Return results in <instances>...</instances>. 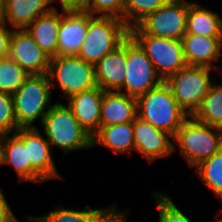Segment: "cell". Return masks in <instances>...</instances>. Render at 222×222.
Segmentation results:
<instances>
[{
    "label": "cell",
    "instance_id": "1",
    "mask_svg": "<svg viewBox=\"0 0 222 222\" xmlns=\"http://www.w3.org/2000/svg\"><path fill=\"white\" fill-rule=\"evenodd\" d=\"M137 110L139 118L173 137L189 117L178 105L164 81L137 98Z\"/></svg>",
    "mask_w": 222,
    "mask_h": 222
},
{
    "label": "cell",
    "instance_id": "2",
    "mask_svg": "<svg viewBox=\"0 0 222 222\" xmlns=\"http://www.w3.org/2000/svg\"><path fill=\"white\" fill-rule=\"evenodd\" d=\"M41 125L50 145L57 146L65 155L69 151L92 149V137L63 103H53Z\"/></svg>",
    "mask_w": 222,
    "mask_h": 222
},
{
    "label": "cell",
    "instance_id": "3",
    "mask_svg": "<svg viewBox=\"0 0 222 222\" xmlns=\"http://www.w3.org/2000/svg\"><path fill=\"white\" fill-rule=\"evenodd\" d=\"M173 141L174 151L179 146L180 154L188 165L196 167L222 148V129L189 116L177 130Z\"/></svg>",
    "mask_w": 222,
    "mask_h": 222
},
{
    "label": "cell",
    "instance_id": "4",
    "mask_svg": "<svg viewBox=\"0 0 222 222\" xmlns=\"http://www.w3.org/2000/svg\"><path fill=\"white\" fill-rule=\"evenodd\" d=\"M129 36L125 22L111 16H93L88 22L85 40L78 57L96 65L104 56L114 51Z\"/></svg>",
    "mask_w": 222,
    "mask_h": 222
},
{
    "label": "cell",
    "instance_id": "5",
    "mask_svg": "<svg viewBox=\"0 0 222 222\" xmlns=\"http://www.w3.org/2000/svg\"><path fill=\"white\" fill-rule=\"evenodd\" d=\"M52 89L47 74L30 75L12 94L14 114L19 128H32L36 119L43 117L53 105ZM48 107V108H47Z\"/></svg>",
    "mask_w": 222,
    "mask_h": 222
},
{
    "label": "cell",
    "instance_id": "6",
    "mask_svg": "<svg viewBox=\"0 0 222 222\" xmlns=\"http://www.w3.org/2000/svg\"><path fill=\"white\" fill-rule=\"evenodd\" d=\"M47 75L51 89L59 85L65 99L73 94L97 87L95 65L85 62L78 56L50 58Z\"/></svg>",
    "mask_w": 222,
    "mask_h": 222
},
{
    "label": "cell",
    "instance_id": "7",
    "mask_svg": "<svg viewBox=\"0 0 222 222\" xmlns=\"http://www.w3.org/2000/svg\"><path fill=\"white\" fill-rule=\"evenodd\" d=\"M215 70L209 67L186 65L164 81L171 89L178 105L188 116L194 114L208 94L211 84L216 82L215 78L212 81L210 77V72Z\"/></svg>",
    "mask_w": 222,
    "mask_h": 222
},
{
    "label": "cell",
    "instance_id": "8",
    "mask_svg": "<svg viewBox=\"0 0 222 222\" xmlns=\"http://www.w3.org/2000/svg\"><path fill=\"white\" fill-rule=\"evenodd\" d=\"M188 7V0H168L136 26L129 28V34H148L181 40L186 33Z\"/></svg>",
    "mask_w": 222,
    "mask_h": 222
},
{
    "label": "cell",
    "instance_id": "9",
    "mask_svg": "<svg viewBox=\"0 0 222 222\" xmlns=\"http://www.w3.org/2000/svg\"><path fill=\"white\" fill-rule=\"evenodd\" d=\"M126 65L120 93L138 98L163 82L146 53L130 36L126 38Z\"/></svg>",
    "mask_w": 222,
    "mask_h": 222
},
{
    "label": "cell",
    "instance_id": "10",
    "mask_svg": "<svg viewBox=\"0 0 222 222\" xmlns=\"http://www.w3.org/2000/svg\"><path fill=\"white\" fill-rule=\"evenodd\" d=\"M129 36L146 53L163 81L187 65L181 40L148 34H129Z\"/></svg>",
    "mask_w": 222,
    "mask_h": 222
},
{
    "label": "cell",
    "instance_id": "11",
    "mask_svg": "<svg viewBox=\"0 0 222 222\" xmlns=\"http://www.w3.org/2000/svg\"><path fill=\"white\" fill-rule=\"evenodd\" d=\"M14 134L27 146L31 182L41 184L46 180L62 177L51 155V145L38 128H19Z\"/></svg>",
    "mask_w": 222,
    "mask_h": 222
},
{
    "label": "cell",
    "instance_id": "12",
    "mask_svg": "<svg viewBox=\"0 0 222 222\" xmlns=\"http://www.w3.org/2000/svg\"><path fill=\"white\" fill-rule=\"evenodd\" d=\"M29 75L47 74L50 57L36 44L26 29H13L9 55Z\"/></svg>",
    "mask_w": 222,
    "mask_h": 222
},
{
    "label": "cell",
    "instance_id": "13",
    "mask_svg": "<svg viewBox=\"0 0 222 222\" xmlns=\"http://www.w3.org/2000/svg\"><path fill=\"white\" fill-rule=\"evenodd\" d=\"M134 150L138 151L149 162L157 158L170 156L174 152L173 136L155 128L138 116L133 121Z\"/></svg>",
    "mask_w": 222,
    "mask_h": 222
},
{
    "label": "cell",
    "instance_id": "14",
    "mask_svg": "<svg viewBox=\"0 0 222 222\" xmlns=\"http://www.w3.org/2000/svg\"><path fill=\"white\" fill-rule=\"evenodd\" d=\"M93 17L87 11H64L60 13L57 56H77Z\"/></svg>",
    "mask_w": 222,
    "mask_h": 222
},
{
    "label": "cell",
    "instance_id": "15",
    "mask_svg": "<svg viewBox=\"0 0 222 222\" xmlns=\"http://www.w3.org/2000/svg\"><path fill=\"white\" fill-rule=\"evenodd\" d=\"M117 205L104 209H91V206H84L83 210L66 209L57 207L44 216H27L26 219L34 222H126V209L119 211Z\"/></svg>",
    "mask_w": 222,
    "mask_h": 222
},
{
    "label": "cell",
    "instance_id": "16",
    "mask_svg": "<svg viewBox=\"0 0 222 222\" xmlns=\"http://www.w3.org/2000/svg\"><path fill=\"white\" fill-rule=\"evenodd\" d=\"M104 92L97 86L93 89L73 94L66 99L67 106L91 137L101 126V106Z\"/></svg>",
    "mask_w": 222,
    "mask_h": 222
},
{
    "label": "cell",
    "instance_id": "17",
    "mask_svg": "<svg viewBox=\"0 0 222 222\" xmlns=\"http://www.w3.org/2000/svg\"><path fill=\"white\" fill-rule=\"evenodd\" d=\"M183 54L187 65L209 67L219 71L213 61L220 60L222 37L184 34L182 39Z\"/></svg>",
    "mask_w": 222,
    "mask_h": 222
},
{
    "label": "cell",
    "instance_id": "18",
    "mask_svg": "<svg viewBox=\"0 0 222 222\" xmlns=\"http://www.w3.org/2000/svg\"><path fill=\"white\" fill-rule=\"evenodd\" d=\"M126 39L95 65L96 84L104 91L117 92L126 75Z\"/></svg>",
    "mask_w": 222,
    "mask_h": 222
},
{
    "label": "cell",
    "instance_id": "19",
    "mask_svg": "<svg viewBox=\"0 0 222 222\" xmlns=\"http://www.w3.org/2000/svg\"><path fill=\"white\" fill-rule=\"evenodd\" d=\"M50 3L51 0H5L1 18L12 30L25 29L53 9Z\"/></svg>",
    "mask_w": 222,
    "mask_h": 222
},
{
    "label": "cell",
    "instance_id": "20",
    "mask_svg": "<svg viewBox=\"0 0 222 222\" xmlns=\"http://www.w3.org/2000/svg\"><path fill=\"white\" fill-rule=\"evenodd\" d=\"M138 114L137 98L105 91L101 106V126L133 122Z\"/></svg>",
    "mask_w": 222,
    "mask_h": 222
},
{
    "label": "cell",
    "instance_id": "21",
    "mask_svg": "<svg viewBox=\"0 0 222 222\" xmlns=\"http://www.w3.org/2000/svg\"><path fill=\"white\" fill-rule=\"evenodd\" d=\"M60 12L53 7L48 13L37 17L27 28L36 44L50 58L57 56Z\"/></svg>",
    "mask_w": 222,
    "mask_h": 222
},
{
    "label": "cell",
    "instance_id": "22",
    "mask_svg": "<svg viewBox=\"0 0 222 222\" xmlns=\"http://www.w3.org/2000/svg\"><path fill=\"white\" fill-rule=\"evenodd\" d=\"M104 146L111 151L126 154L134 150L133 122L100 126L92 136V149Z\"/></svg>",
    "mask_w": 222,
    "mask_h": 222
},
{
    "label": "cell",
    "instance_id": "23",
    "mask_svg": "<svg viewBox=\"0 0 222 222\" xmlns=\"http://www.w3.org/2000/svg\"><path fill=\"white\" fill-rule=\"evenodd\" d=\"M1 135L0 164H9L18 175L19 182H31V163L28 160L27 146L12 133Z\"/></svg>",
    "mask_w": 222,
    "mask_h": 222
},
{
    "label": "cell",
    "instance_id": "24",
    "mask_svg": "<svg viewBox=\"0 0 222 222\" xmlns=\"http://www.w3.org/2000/svg\"><path fill=\"white\" fill-rule=\"evenodd\" d=\"M185 34L222 37V19L198 2L189 1Z\"/></svg>",
    "mask_w": 222,
    "mask_h": 222
},
{
    "label": "cell",
    "instance_id": "25",
    "mask_svg": "<svg viewBox=\"0 0 222 222\" xmlns=\"http://www.w3.org/2000/svg\"><path fill=\"white\" fill-rule=\"evenodd\" d=\"M192 117L210 126L222 129V85L212 83L208 94L203 98Z\"/></svg>",
    "mask_w": 222,
    "mask_h": 222
},
{
    "label": "cell",
    "instance_id": "26",
    "mask_svg": "<svg viewBox=\"0 0 222 222\" xmlns=\"http://www.w3.org/2000/svg\"><path fill=\"white\" fill-rule=\"evenodd\" d=\"M196 173L222 200V148L210 158L203 160L196 166Z\"/></svg>",
    "mask_w": 222,
    "mask_h": 222
},
{
    "label": "cell",
    "instance_id": "27",
    "mask_svg": "<svg viewBox=\"0 0 222 222\" xmlns=\"http://www.w3.org/2000/svg\"><path fill=\"white\" fill-rule=\"evenodd\" d=\"M29 76L9 56L0 58V92L14 94Z\"/></svg>",
    "mask_w": 222,
    "mask_h": 222
},
{
    "label": "cell",
    "instance_id": "28",
    "mask_svg": "<svg viewBox=\"0 0 222 222\" xmlns=\"http://www.w3.org/2000/svg\"><path fill=\"white\" fill-rule=\"evenodd\" d=\"M167 1L168 0H124L123 21L128 28L134 27Z\"/></svg>",
    "mask_w": 222,
    "mask_h": 222
},
{
    "label": "cell",
    "instance_id": "29",
    "mask_svg": "<svg viewBox=\"0 0 222 222\" xmlns=\"http://www.w3.org/2000/svg\"><path fill=\"white\" fill-rule=\"evenodd\" d=\"M153 197L158 207L159 222H191L189 217L177 208L173 200L166 193L153 191Z\"/></svg>",
    "mask_w": 222,
    "mask_h": 222
},
{
    "label": "cell",
    "instance_id": "30",
    "mask_svg": "<svg viewBox=\"0 0 222 222\" xmlns=\"http://www.w3.org/2000/svg\"><path fill=\"white\" fill-rule=\"evenodd\" d=\"M18 129L12 95L0 92V135L15 133Z\"/></svg>",
    "mask_w": 222,
    "mask_h": 222
},
{
    "label": "cell",
    "instance_id": "31",
    "mask_svg": "<svg viewBox=\"0 0 222 222\" xmlns=\"http://www.w3.org/2000/svg\"><path fill=\"white\" fill-rule=\"evenodd\" d=\"M124 0H90L87 12L96 16H111L123 20ZM102 13V14H101Z\"/></svg>",
    "mask_w": 222,
    "mask_h": 222
},
{
    "label": "cell",
    "instance_id": "32",
    "mask_svg": "<svg viewBox=\"0 0 222 222\" xmlns=\"http://www.w3.org/2000/svg\"><path fill=\"white\" fill-rule=\"evenodd\" d=\"M12 29L7 27V24L0 17V58L7 57L9 55V42Z\"/></svg>",
    "mask_w": 222,
    "mask_h": 222
},
{
    "label": "cell",
    "instance_id": "33",
    "mask_svg": "<svg viewBox=\"0 0 222 222\" xmlns=\"http://www.w3.org/2000/svg\"><path fill=\"white\" fill-rule=\"evenodd\" d=\"M51 2L60 3L62 11H87L90 4V0H51Z\"/></svg>",
    "mask_w": 222,
    "mask_h": 222
},
{
    "label": "cell",
    "instance_id": "34",
    "mask_svg": "<svg viewBox=\"0 0 222 222\" xmlns=\"http://www.w3.org/2000/svg\"><path fill=\"white\" fill-rule=\"evenodd\" d=\"M0 222H19L0 189Z\"/></svg>",
    "mask_w": 222,
    "mask_h": 222
},
{
    "label": "cell",
    "instance_id": "35",
    "mask_svg": "<svg viewBox=\"0 0 222 222\" xmlns=\"http://www.w3.org/2000/svg\"><path fill=\"white\" fill-rule=\"evenodd\" d=\"M4 1H5V0H0V17H1V15H2V13H3Z\"/></svg>",
    "mask_w": 222,
    "mask_h": 222
},
{
    "label": "cell",
    "instance_id": "36",
    "mask_svg": "<svg viewBox=\"0 0 222 222\" xmlns=\"http://www.w3.org/2000/svg\"><path fill=\"white\" fill-rule=\"evenodd\" d=\"M221 212H222V209H221ZM213 222H222V218L216 220V221H213Z\"/></svg>",
    "mask_w": 222,
    "mask_h": 222
},
{
    "label": "cell",
    "instance_id": "37",
    "mask_svg": "<svg viewBox=\"0 0 222 222\" xmlns=\"http://www.w3.org/2000/svg\"><path fill=\"white\" fill-rule=\"evenodd\" d=\"M0 152H1V135H0Z\"/></svg>",
    "mask_w": 222,
    "mask_h": 222
}]
</instances>
